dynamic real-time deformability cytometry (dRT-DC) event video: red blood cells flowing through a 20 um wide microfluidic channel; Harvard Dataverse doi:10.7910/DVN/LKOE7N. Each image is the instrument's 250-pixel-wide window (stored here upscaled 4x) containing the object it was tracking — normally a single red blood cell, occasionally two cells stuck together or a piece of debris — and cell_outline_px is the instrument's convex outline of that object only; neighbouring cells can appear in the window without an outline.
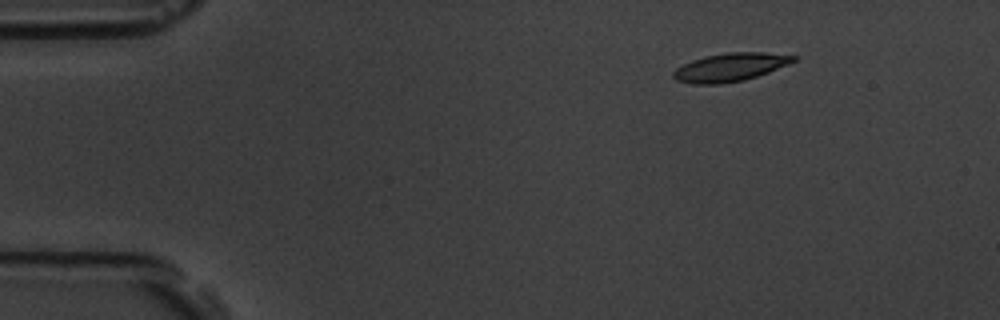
{"species": "common noctule bat (a hibernating species)", "species_latin": "Nyctalus noctula", "temperature_condition": "room temperature", "stored_images_in_passage": 5, "segment_of_instrument_passage": [2, 2], "camera_frame_rate_fps": 3000, "um_per_image_px": 0.085, "animal": {"sex": "male", "body_mass_g": 19.5, "forearm_length_mm": 54.6}, "frame": {"image": 1, "passage_image": 5, "time_ms": 5.667, "image_size_px": [1000, 320], "cell_outline_px": [[796, 60], [788, 64], [768, 72], [744, 80], [720, 84], [692, 84], [676, 80], [672, 76], [672, 72], [676, 68], [692, 60], [704, 56], [728, 52], [764, 52], [796, 56]], "centroid_in_image_um": [62.03, 5.71], "position_along_channel_um": 23.0, "area_um2": 19.71}}